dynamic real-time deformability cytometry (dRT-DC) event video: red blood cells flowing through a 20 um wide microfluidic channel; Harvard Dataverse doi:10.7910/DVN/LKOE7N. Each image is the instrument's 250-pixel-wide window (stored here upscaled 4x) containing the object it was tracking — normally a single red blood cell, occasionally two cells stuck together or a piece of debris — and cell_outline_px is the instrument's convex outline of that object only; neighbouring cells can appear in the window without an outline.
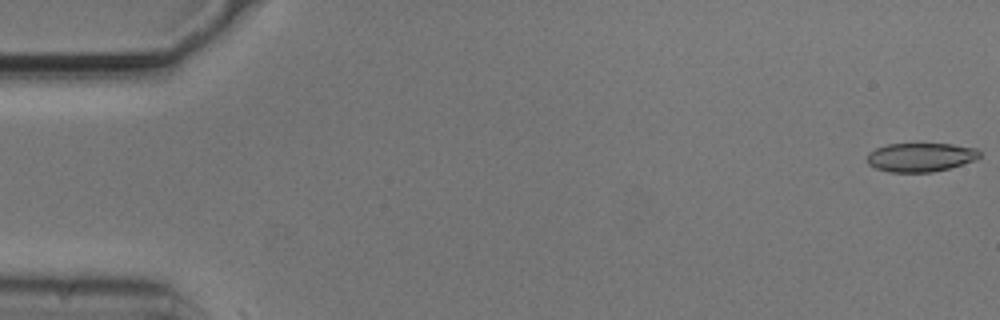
{"species": "common noctule bat (a hibernating species)", "species_latin": "Nyctalus noctula", "temperature_condition": "cold", "stored_images_in_passage": 6, "camera_frame_rate_fps": 3000, "um_per_image_px": 0.085, "animal": {"sex": "male", "body_mass_g": 20.5, "forearm_length_mm": 52.5}, "frame": {"image": 1, "passage_image": 1, "time_ms": 0.0, "image_size_px": [1000, 320], "cell_outline_px": [[980, 156], [976, 160], [948, 168], [932, 172], [888, 172], [876, 168], [868, 164], [868, 152], [876, 148], [888, 144], [952, 144], [976, 148], [980, 152]], "centroid_in_image_um": [78.25, 13.36], "position_along_channel_um": 6.8, "area_um2": 18.84}}